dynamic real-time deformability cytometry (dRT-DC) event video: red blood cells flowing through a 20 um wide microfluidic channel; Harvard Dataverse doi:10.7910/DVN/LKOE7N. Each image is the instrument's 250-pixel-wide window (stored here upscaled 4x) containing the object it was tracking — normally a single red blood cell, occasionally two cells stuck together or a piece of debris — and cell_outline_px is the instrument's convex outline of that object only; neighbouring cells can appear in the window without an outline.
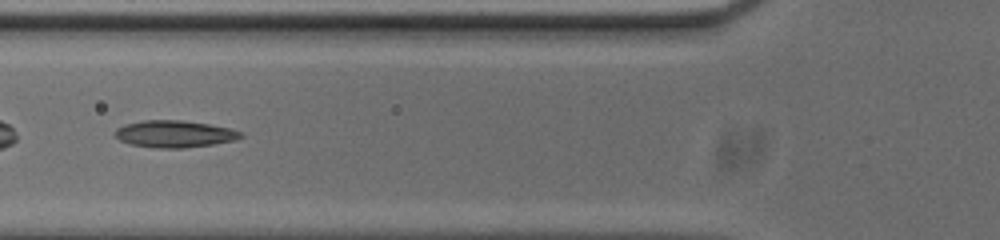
{"species": "common noctule bat (a hibernating species)", "species_latin": "Nyctalus noctula", "temperature_condition": "cold", "stored_images_in_passage": 35, "camera_frame_rate_fps": 3000, "um_per_image_px": 0.085, "animal": {"sex": "male", "body_mass_g": 20.0, "forearm_length_mm": 53.3}, "frame": {"image": 1, "passage_image": 4, "time_ms": 1.0, "image_size_px": [1000, 240], "cell_outline_px": [[244, 136], [236, 140], [212, 144], [184, 148], [156, 148], [132, 144], [120, 140], [116, 136], [116, 128], [124, 124], [144, 120], [180, 120], [208, 124], [228, 128], [244, 132]], "centroid_in_image_um": [14.86, 11.38], "position_along_channel_um": 110.9, "area_um2": 19.65}}
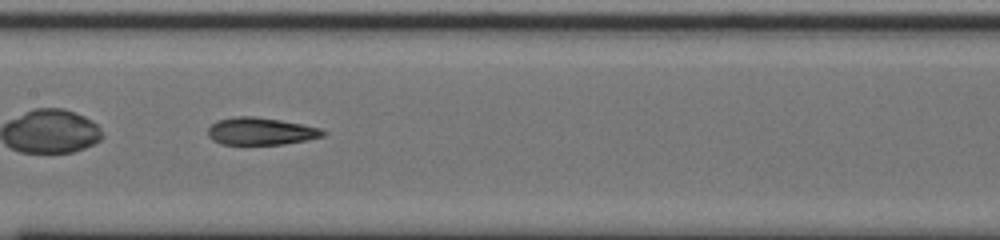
{"frame": {"image": 2, "passage_image": 10, "time_ms": 3.0, "image_size_px": [1000, 240], "cell_outline_px": [[328, 132], [324, 136], [284, 144], [220, 144], [212, 140], [208, 136], [208, 128], [212, 124], [220, 120], [236, 116], [256, 116], [280, 120], [320, 128]], "centroid_in_image_um": [22.16, 11.16], "position_along_channel_um": 185.2, "area_um2": 18.21}}
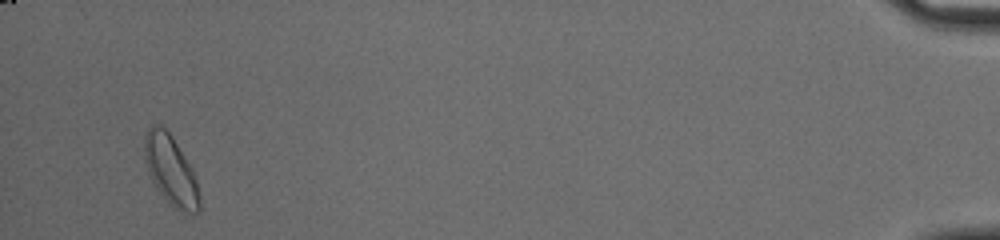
{"frame": {"image": 3, "passage_image": 33, "time_ms": 10.667, "image_size_px": [1000, 240], "cell_outline_px": [[200, 208], [196, 212], [184, 216], [168, 204], [152, 180], [148, 172], [144, 160], [144, 136], [148, 128], [152, 124], [160, 124], [172, 136], [188, 164], [196, 180], [200, 196]], "centroid_in_image_um": [14.5, 14.52], "position_along_channel_um": 420.7, "area_um2": 22.37}}